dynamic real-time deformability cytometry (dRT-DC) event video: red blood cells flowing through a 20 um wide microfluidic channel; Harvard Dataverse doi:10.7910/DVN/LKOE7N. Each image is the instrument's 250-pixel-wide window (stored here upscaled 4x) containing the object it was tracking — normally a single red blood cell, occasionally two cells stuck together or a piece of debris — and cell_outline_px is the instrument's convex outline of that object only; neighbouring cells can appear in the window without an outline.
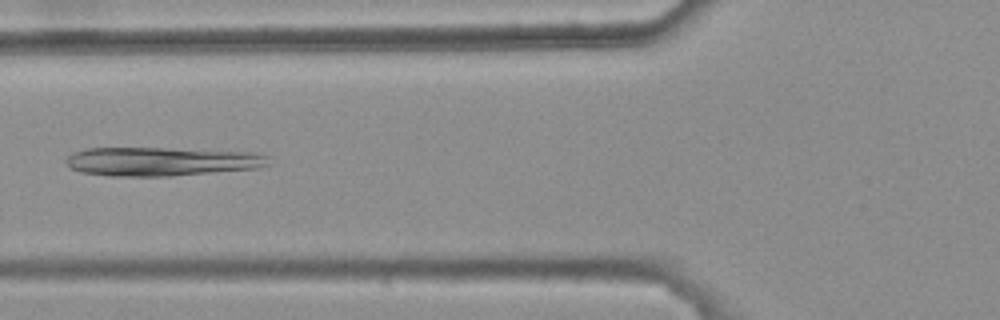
{"species": "common noctule bat (a hibernating species)", "species_latin": "Nyctalus noctula", "temperature_condition": "warm", "stored_images_in_passage": 5, "camera_frame_rate_fps": 3000, "um_per_image_px": 0.085, "animal": {"sex": "female", "body_mass_g": 25.1}, "frame": {"image": 1, "passage_image": 5, "time_ms": 1.333, "image_size_px": [1000, 320], "cell_outline_px": [[268, 164], [256, 168], [172, 176], [108, 176], [80, 172], [64, 164], [64, 160], [72, 152], [88, 148], [164, 148], [252, 152], [268, 156]], "centroid_in_image_um": [13.64, 13.72], "position_along_channel_um": 112.2, "area_um2": 33.99}}